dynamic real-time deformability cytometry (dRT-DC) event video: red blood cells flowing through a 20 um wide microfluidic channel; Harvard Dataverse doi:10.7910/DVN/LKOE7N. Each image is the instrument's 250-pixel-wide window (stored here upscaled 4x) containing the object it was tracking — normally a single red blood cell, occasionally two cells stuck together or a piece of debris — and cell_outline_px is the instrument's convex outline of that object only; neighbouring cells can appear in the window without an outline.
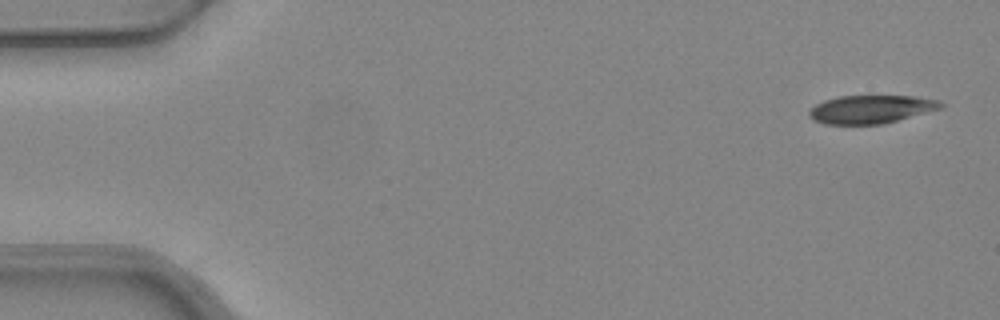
{"species": "common noctule bat (a hibernating species)", "species_latin": "Nyctalus noctula", "temperature_condition": "warm", "stored_images_in_passage": 6, "camera_frame_rate_fps": 3000, "um_per_image_px": 0.085, "animal": {"sex": "female", "body_mass_g": 24.6, "forearm_length_mm": 56.2}, "frame": {"image": 1, "passage_image": 1, "time_ms": 0.0, "image_size_px": [1000, 320], "cell_outline_px": [[944, 104], [940, 108], [884, 124], [824, 124], [812, 120], [808, 116], [808, 112], [816, 104], [824, 100], [840, 96], [916, 96], [940, 100]], "centroid_in_image_um": [74.01, 9.29], "position_along_channel_um": 11.0, "area_um2": 21.62}}
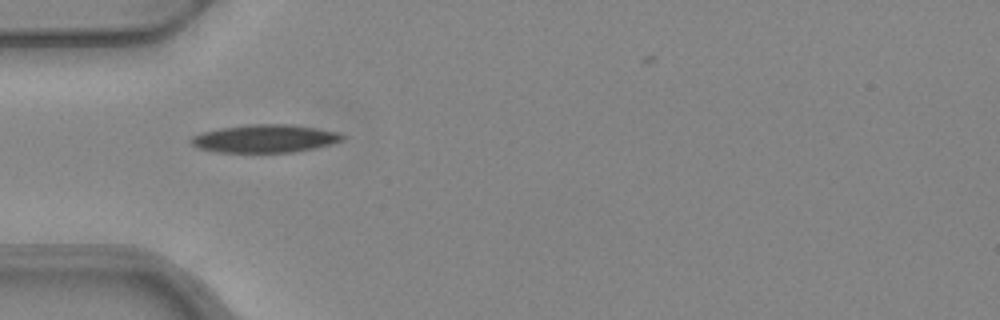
{"frame": {"image": 2, "passage_image": 5, "time_ms": 1.333, "image_size_px": [1000, 320], "cell_outline_px": [[344, 140], [332, 144], [316, 148], [292, 152], [216, 152], [196, 148], [188, 140], [192, 136], [204, 132], [220, 128], [252, 124], [292, 124], [340, 132], [344, 136]], "centroid_in_image_um": [22.53, 11.78], "position_along_channel_um": 62.5, "area_um2": 24.8}}
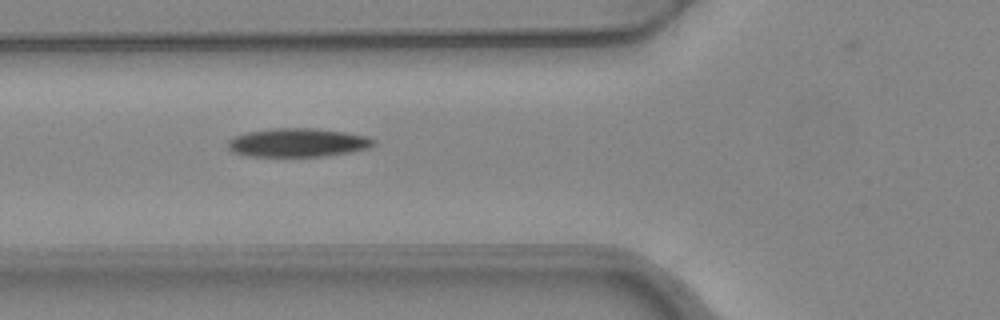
{"frame": {"image": 3, "passage_image": 6, "time_ms": 1.667, "image_size_px": [1000, 320], "cell_outline_px": [[376, 144], [368, 148], [352, 152], [324, 156], [248, 156], [232, 152], [228, 148], [228, 140], [236, 136], [248, 132], [272, 128], [312, 128], [344, 132], [368, 136], [376, 140]], "centroid_in_image_um": [25.34, 12.12], "position_along_channel_um": 100.5, "area_um2": 24.33}}